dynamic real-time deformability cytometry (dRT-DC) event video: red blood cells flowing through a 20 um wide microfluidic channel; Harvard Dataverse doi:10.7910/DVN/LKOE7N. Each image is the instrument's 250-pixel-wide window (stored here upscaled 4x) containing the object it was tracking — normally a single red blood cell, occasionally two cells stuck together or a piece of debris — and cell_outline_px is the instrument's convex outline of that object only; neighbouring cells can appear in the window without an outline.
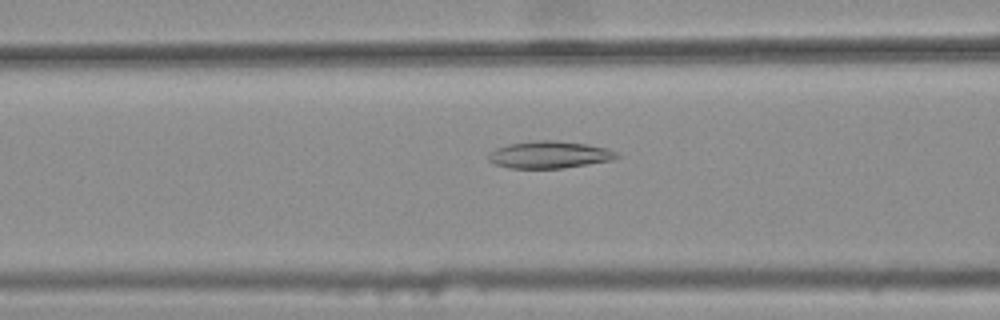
{"species": "common noctule bat (a hibernating species)", "species_latin": "Nyctalus noctula", "temperature_condition": "warm", "stored_images_in_passage": 36, "camera_frame_rate_fps": 3000, "um_per_image_px": 0.085, "animal": {"sex": "female", "body_mass_g": 25.1}, "frame": {"image": 1, "passage_image": 9, "time_ms": 2.667, "image_size_px": [1000, 320], "cell_outline_px": [[620, 156], [612, 160], [588, 164], [560, 168], [508, 168], [496, 164], [488, 160], [488, 156], [496, 148], [508, 144], [540, 140], [556, 140], [584, 144], [604, 148], [616, 152]], "centroid_in_image_um": [46.68, 13.15], "position_along_channel_um": 119.9, "area_um2": 19.94}}
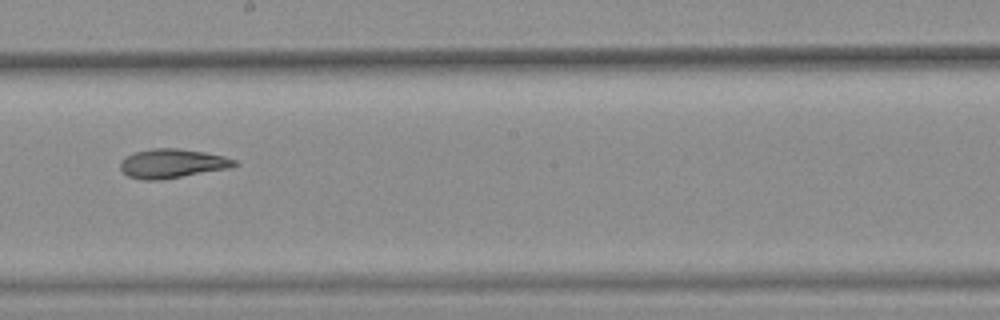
{"frame": {"image": 2, "passage_image": 18, "time_ms": 5.667, "image_size_px": [1000, 320], "cell_outline_px": [[240, 164], [228, 168], [160, 180], [144, 180], [128, 176], [120, 168], [120, 160], [124, 156], [136, 152], [152, 148], [180, 148], [204, 152], [224, 156], [236, 160]], "centroid_in_image_um": [14.62, 13.89], "position_along_channel_um": 233.6, "area_um2": 19.36}}
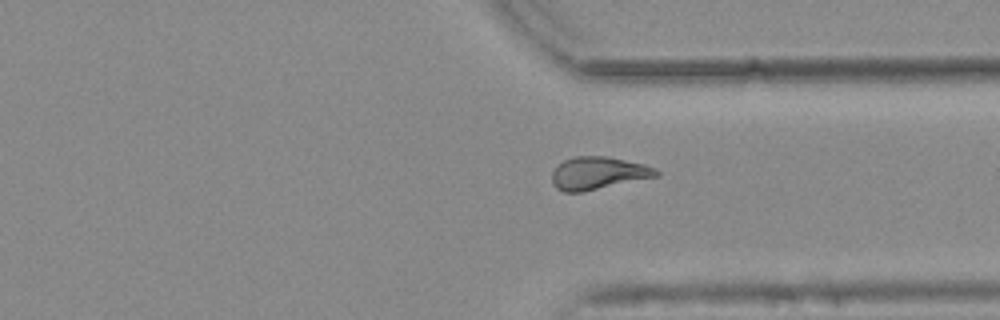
{"frame": {"image": 3, "passage_image": 28, "time_ms": 9.0, "image_size_px": [1000, 320], "cell_outline_px": [[660, 172], [656, 176], [580, 192], [564, 192], [556, 188], [552, 184], [552, 172], [564, 160], [576, 156], [608, 156], [644, 164], [656, 168]], "centroid_in_image_um": [50.82, 14.7], "position_along_channel_um": 360.6, "area_um2": 19.54}, "authors_computed_cell_mechanics": {"area_um2": 19.4208, "velocity_mm_per_s": 3.7899, "shape_relaxation_time_tau1_ms": null, "shape_relaxation_time_tau2_ms": 6.6363, "deformation_change_tau1": null, "deformation_change_tau2": 0.1437}}